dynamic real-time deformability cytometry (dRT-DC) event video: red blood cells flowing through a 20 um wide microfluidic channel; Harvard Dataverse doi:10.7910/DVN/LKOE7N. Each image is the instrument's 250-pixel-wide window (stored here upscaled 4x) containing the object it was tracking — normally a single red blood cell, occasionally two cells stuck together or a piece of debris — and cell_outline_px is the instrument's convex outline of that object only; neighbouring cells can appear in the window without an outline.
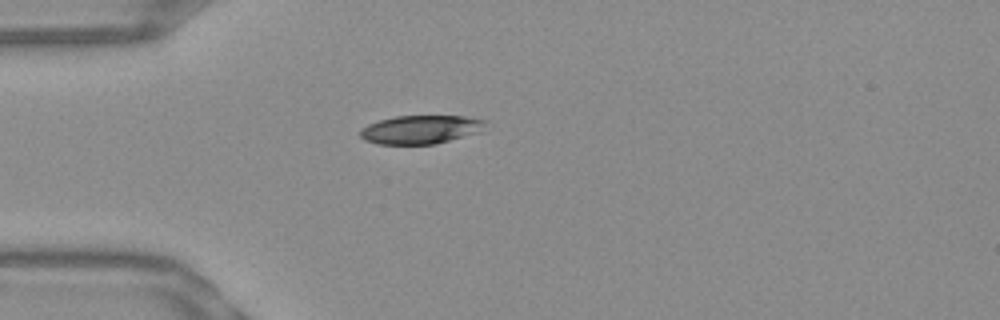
{"species": "Egyptian fruit bat (a non-hibernating species)", "species_latin": "Rousettus aegyptiacus", "temperature_condition": "warm", "stored_images_in_passage": 35, "camera_frame_rate_fps": 3000, "um_per_image_px": 0.085, "frame": {"image": 1, "passage_image": 1, "time_ms": 0.0, "image_size_px": [1000, 320], "cell_outline_px": [[488, 120], [480, 132], [436, 144], [376, 144], [364, 140], [360, 136], [360, 128], [368, 124], [380, 120], [396, 116], [464, 116]], "centroid_in_image_um": [35.75, 11.01], "position_along_channel_um": 49.2, "area_um2": 20.92}}
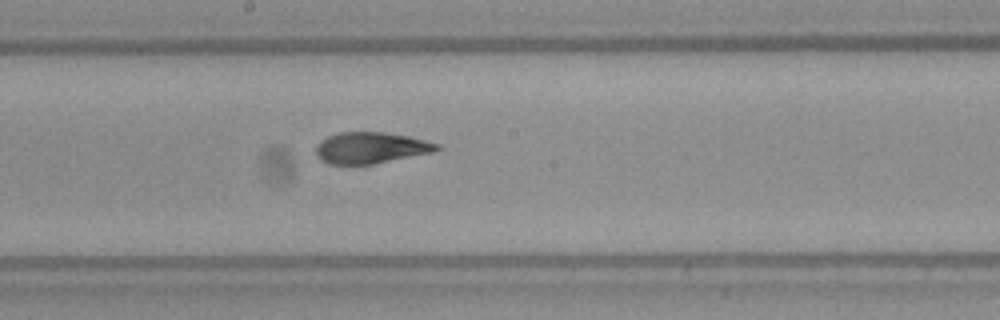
{"frame": {"image": 2, "passage_image": 15, "time_ms": 4.667, "image_size_px": [1000, 320], "cell_outline_px": [[440, 148], [432, 152], [372, 164], [328, 164], [320, 160], [316, 156], [316, 144], [328, 136], [340, 132], [384, 132], [408, 136], [440, 144]], "centroid_in_image_um": [31.47, 12.56], "position_along_channel_um": 216.7, "area_um2": 21.91}}
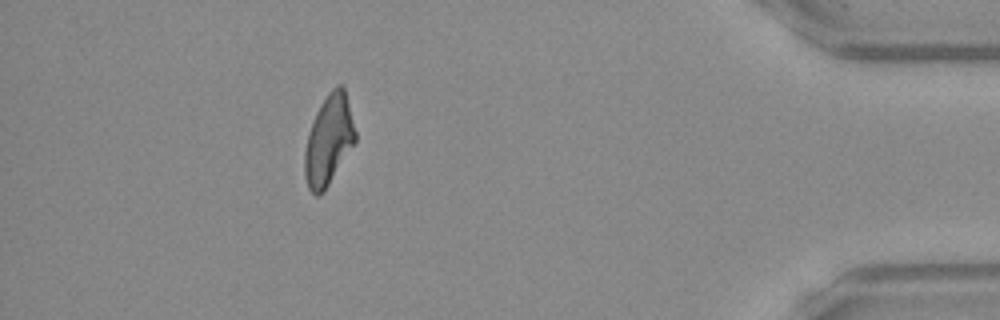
{"frame": {"image": 3, "passage_image": 30, "time_ms": 9.667, "image_size_px": [1000, 320], "cell_outline_px": [[356, 144], [324, 192], [320, 196], [316, 196], [308, 188], [304, 176], [304, 152], [308, 132], [316, 112], [320, 104], [328, 92], [336, 84], [340, 84], [344, 88], [356, 132]], "centroid_in_image_um": [27.94, 11.95], "position_along_channel_um": 407.3, "area_um2": 26.99}, "authors_computed_cell_mechanics": {"area_um2": 22.7732, "velocity_mm_per_s": 3.8487, "shape_relaxation_time_tau1_ms": 8.9052, "shape_relaxation_time_tau2_ms": 1.5302, "deformation_change_tau1": 0.2447, "deformation_change_tau2": 0.0759}}